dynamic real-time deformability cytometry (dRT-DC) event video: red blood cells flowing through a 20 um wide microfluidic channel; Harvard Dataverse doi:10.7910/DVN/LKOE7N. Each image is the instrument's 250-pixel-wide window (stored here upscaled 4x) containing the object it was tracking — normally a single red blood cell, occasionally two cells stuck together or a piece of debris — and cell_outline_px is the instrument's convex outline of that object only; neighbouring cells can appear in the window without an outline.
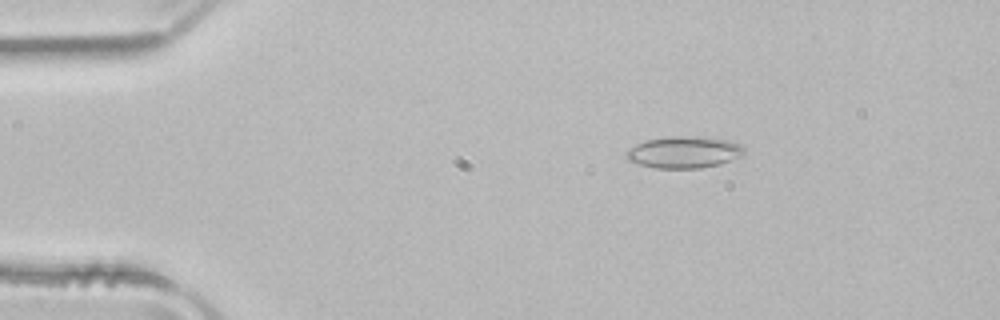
{"species": "common noctule bat (a hibernating species)", "species_latin": "Nyctalus noctula", "temperature_condition": "room temperature", "stored_images_in_passage": 49, "camera_frame_rate_fps": 3000, "um_per_image_px": 0.085, "animal": {"sex": "male", "body_mass_g": 21.5, "forearm_length_mm": 52.0}, "frame": {"image": 1, "passage_image": 7, "time_ms": 2.0, "image_size_px": [1000, 320], "cell_outline_px": [[744, 152], [740, 156], [720, 164], [700, 168], [656, 168], [640, 164], [628, 160], [624, 156], [624, 152], [636, 144], [648, 140], [672, 136], [688, 136], [728, 140], [740, 144], [744, 148]], "centroid_in_image_um": [58.11, 12.94], "position_along_channel_um": 26.9, "area_um2": 21.56}}
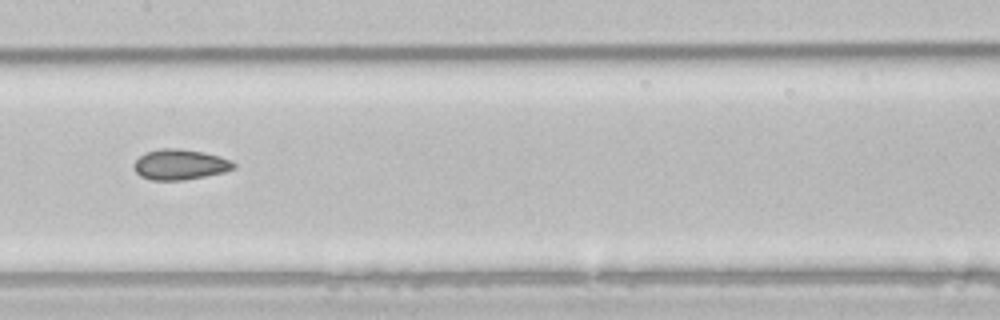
{"frame": {"image": 2, "passage_image": 24, "time_ms": 7.667, "image_size_px": [1000, 320], "cell_outline_px": [[236, 168], [224, 172], [184, 180], [152, 180], [140, 176], [136, 172], [132, 164], [144, 152], [160, 148], [180, 148], [204, 152], [220, 156], [232, 160], [236, 164]], "centroid_in_image_um": [15.3, 13.97], "position_along_channel_um": 192.1, "area_um2": 17.92}}
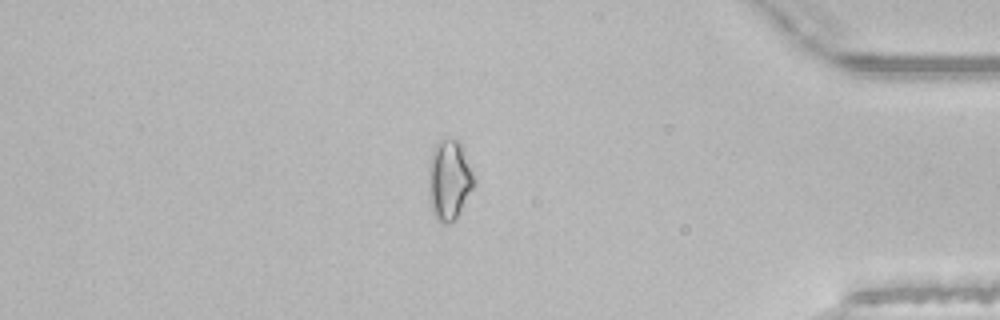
{"frame": {"image": 3, "passage_image": 42, "time_ms": 13.667, "image_size_px": [1000, 320], "cell_outline_px": [[476, 184], [456, 216], [452, 220], [444, 224], [436, 216], [432, 208], [428, 192], [428, 164], [432, 148], [440, 140], [460, 140], [476, 180]], "centroid_in_image_um": [38.18, 15.23], "position_along_channel_um": 397.0, "area_um2": 21.1}, "authors_computed_cell_mechanics": {"area_um2": 18.7272, "velocity_mm_per_s": 3.9892, "shape_relaxation_time_tau1_ms": null, "shape_relaxation_time_tau2_ms": 2.4871, "deformation_change_tau1": null, "deformation_change_tau2": 0.0707}}